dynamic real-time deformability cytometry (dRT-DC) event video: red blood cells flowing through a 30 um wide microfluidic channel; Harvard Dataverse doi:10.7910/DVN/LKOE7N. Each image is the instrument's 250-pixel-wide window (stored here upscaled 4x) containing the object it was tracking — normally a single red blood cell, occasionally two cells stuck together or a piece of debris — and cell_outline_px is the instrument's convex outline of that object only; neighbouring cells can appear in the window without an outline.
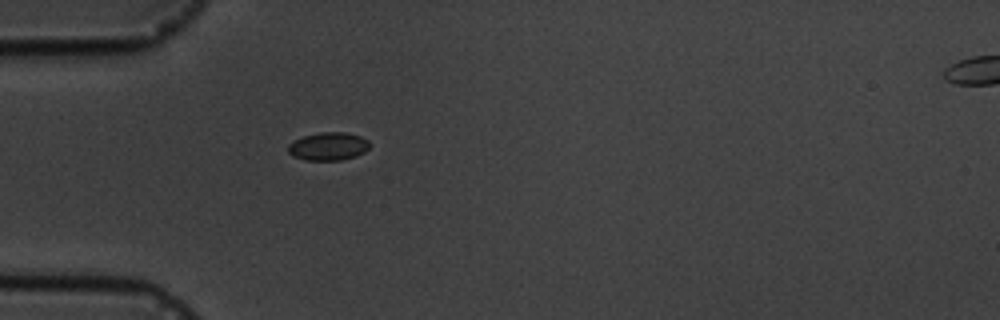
{"species": "common noctule bat (a hibernating species)", "species_latin": "Nyctalus noctula", "temperature_condition": "cold", "stored_images_in_passage": 5, "segment_of_instrument_passage": [1, 2], "camera_frame_rate_fps": 3000, "um_per_image_px": 0.085, "animal": {"sex": "male", "body_mass_g": 19.5, "forearm_length_mm": 54.6}, "frame": {"image": 1, "passage_image": 4, "time_ms": 4.0, "image_size_px": [1000, 320], "cell_outline_px": [[372, 144], [364, 152], [356, 156], [340, 160], [304, 160], [292, 156], [288, 152], [288, 144], [304, 136], [320, 132], [344, 132], [360, 136], [368, 140]], "centroid_in_image_um": [27.92, 12.44], "position_along_channel_um": 57.1, "area_um2": 13.35}}